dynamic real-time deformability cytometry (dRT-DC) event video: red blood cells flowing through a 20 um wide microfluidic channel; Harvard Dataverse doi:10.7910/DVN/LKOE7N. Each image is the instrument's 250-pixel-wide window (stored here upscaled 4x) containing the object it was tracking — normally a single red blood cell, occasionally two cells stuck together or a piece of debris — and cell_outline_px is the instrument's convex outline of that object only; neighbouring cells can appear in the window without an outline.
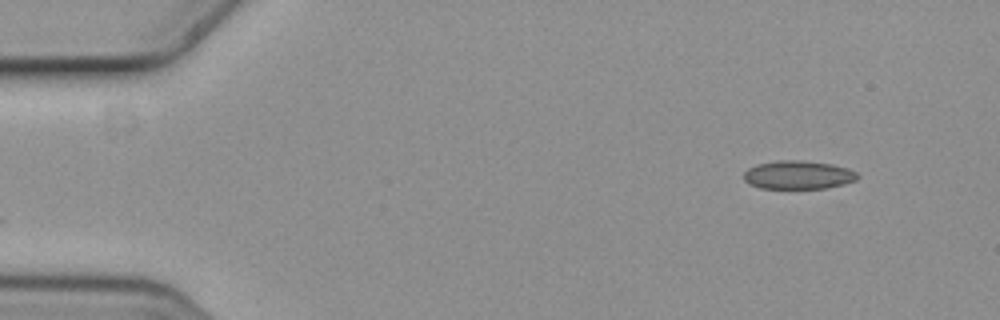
{"species": "common noctule bat (a hibernating species)", "species_latin": "Nyctalus noctula", "temperature_condition": "cold", "stored_images_in_passage": 8, "camera_frame_rate_fps": 3000, "um_per_image_px": 0.085, "animal": {"sex": "female", "body_mass_g": 19.3, "forearm_length_mm": 54.1}, "frame": {"image": 1, "passage_image": 1, "time_ms": 0.0, "image_size_px": [1000, 320], "cell_outline_px": [[860, 176], [856, 180], [844, 184], [828, 188], [760, 188], [744, 180], [744, 172], [748, 168], [756, 164], [776, 160], [800, 160], [832, 164], [848, 168], [856, 172]], "centroid_in_image_um": [67.86, 14.86], "position_along_channel_um": 17.1, "area_um2": 18.9}}
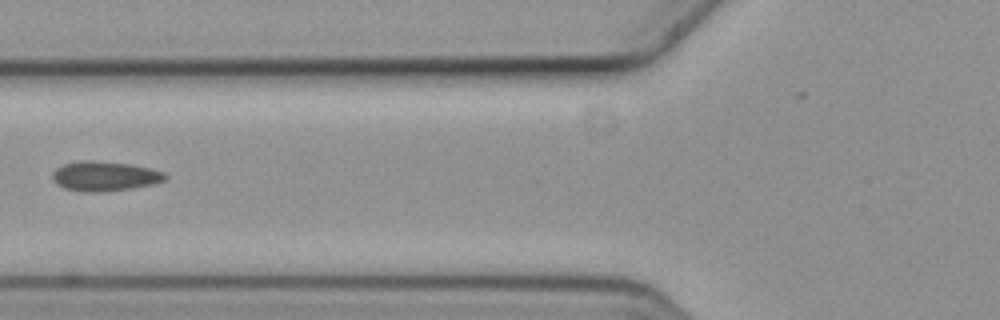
{"frame": {"image": 2, "passage_image": 5, "time_ms": 1.333, "image_size_px": [1000, 320], "cell_outline_px": [[168, 176], [164, 180], [156, 184], [132, 188], [100, 192], [84, 192], [64, 188], [56, 184], [52, 180], [52, 172], [56, 168], [64, 164], [80, 160], [92, 160], [132, 164], [152, 168], [164, 172]], "centroid_in_image_um": [8.9, 14.97], "position_along_channel_um": 116.9, "area_um2": 19.83}}
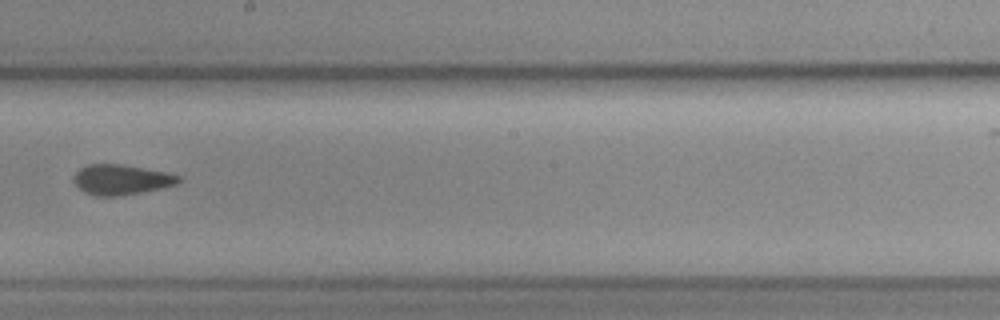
{"frame": {"image": 3, "passage_image": 8, "time_ms": 2.333, "image_size_px": [1000, 320], "cell_outline_px": [[184, 180], [176, 184], [144, 192], [116, 196], [96, 196], [84, 192], [72, 180], [72, 176], [80, 168], [88, 164], [124, 164], [168, 172], [180, 176]], "centroid_in_image_um": [10.32, 15.26], "position_along_channel_um": 237.9, "area_um2": 18.67}}